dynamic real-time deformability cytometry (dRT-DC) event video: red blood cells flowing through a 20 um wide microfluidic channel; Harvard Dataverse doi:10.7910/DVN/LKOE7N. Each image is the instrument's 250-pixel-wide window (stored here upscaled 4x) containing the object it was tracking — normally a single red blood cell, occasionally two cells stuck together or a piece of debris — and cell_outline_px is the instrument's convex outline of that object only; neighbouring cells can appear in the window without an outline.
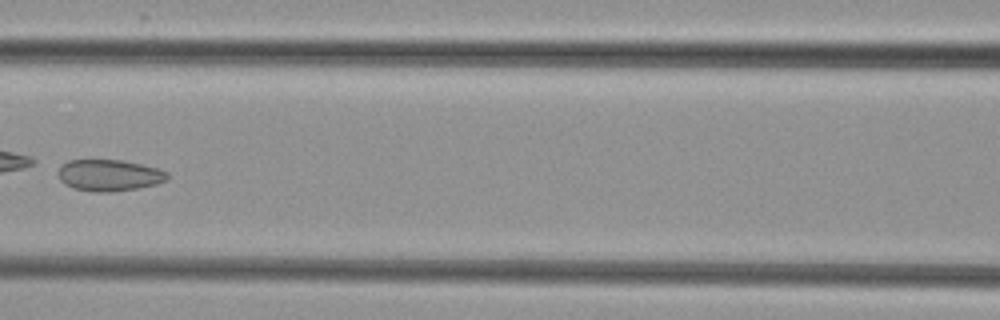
{"species": "common noctule bat (a hibernating species)", "species_latin": "Nyctalus noctula", "temperature_condition": "cold", "stored_images_in_passage": 6, "camera_frame_rate_fps": 3000, "um_per_image_px": 0.085, "animal": {"sex": "female", "body_mass_g": 29.2, "forearm_length_mm": 56.3}, "frame": {"image": 1, "passage_image": 6, "time_ms": 6.667, "image_size_px": [1000, 320], "cell_outline_px": [[168, 180], [156, 184], [136, 188], [112, 192], [92, 192], [72, 188], [64, 184], [60, 180], [56, 172], [68, 160], [120, 160], [160, 168], [168, 172]], "centroid_in_image_um": [9.27, 14.9], "position_along_channel_um": 157.3, "area_um2": 20.17}}